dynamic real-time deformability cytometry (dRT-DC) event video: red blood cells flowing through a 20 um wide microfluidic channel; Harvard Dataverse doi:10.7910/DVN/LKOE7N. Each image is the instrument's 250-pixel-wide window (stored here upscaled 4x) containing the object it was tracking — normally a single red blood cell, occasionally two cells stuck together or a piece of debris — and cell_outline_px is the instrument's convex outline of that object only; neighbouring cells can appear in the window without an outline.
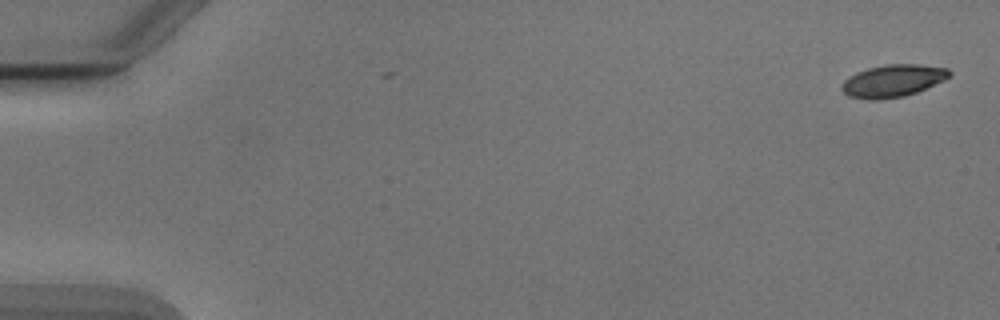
{"species": "Egyptian fruit bat (a non-hibernating species)", "species_latin": "Rousettus aegyptiacus", "temperature_condition": "cold", "stored_images_in_passage": 3, "camera_frame_rate_fps": 3000, "um_per_image_px": 0.085, "animal": {"sex": "male"}, "frame": {"image": 1, "passage_image": 1, "time_ms": 0.0, "image_size_px": [1000, 320], "cell_outline_px": [[952, 76], [944, 80], [916, 92], [904, 96], [880, 100], [872, 100], [848, 96], [840, 88], [840, 84], [844, 80], [856, 72], [868, 68], [888, 64], [920, 64], [948, 68], [952, 72]], "centroid_in_image_um": [75.9, 6.86], "position_along_channel_um": 9.1, "area_um2": 20.4}}